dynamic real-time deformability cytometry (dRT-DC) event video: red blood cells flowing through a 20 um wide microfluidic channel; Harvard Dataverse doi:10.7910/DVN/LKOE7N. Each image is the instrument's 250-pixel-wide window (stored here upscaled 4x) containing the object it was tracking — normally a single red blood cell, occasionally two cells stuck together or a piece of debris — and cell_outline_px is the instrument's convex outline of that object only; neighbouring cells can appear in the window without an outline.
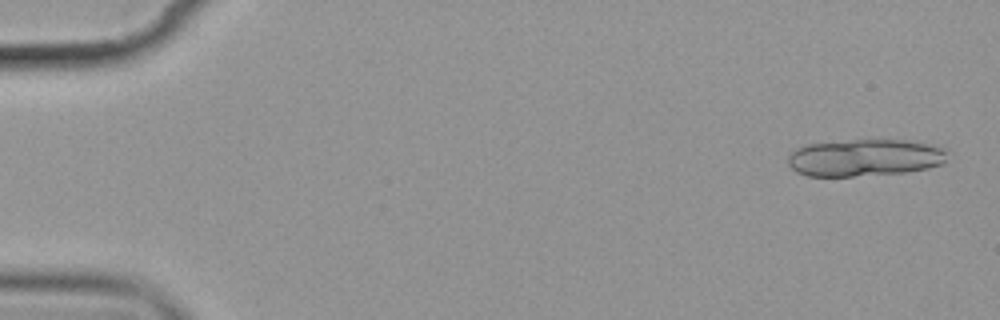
{"species": "common noctule bat (a hibernating species)", "species_latin": "Nyctalus noctula", "temperature_condition": "cold", "stored_images_in_passage": 7, "camera_frame_rate_fps": 3000, "um_per_image_px": 0.085, "animal": {"sex": "female", "body_mass_g": 19.9}, "frame": {"image": 1, "passage_image": 1, "time_ms": 0.0, "image_size_px": [1000, 320], "cell_outline_px": [[948, 152], [944, 164], [928, 168], [908, 172], [852, 176], [808, 176], [796, 172], [788, 164], [788, 156], [796, 148], [804, 144], [852, 140], [916, 140], [948, 148]], "centroid_in_image_um": [73.57, 13.39], "position_along_channel_um": 11.4, "area_um2": 34.97}}
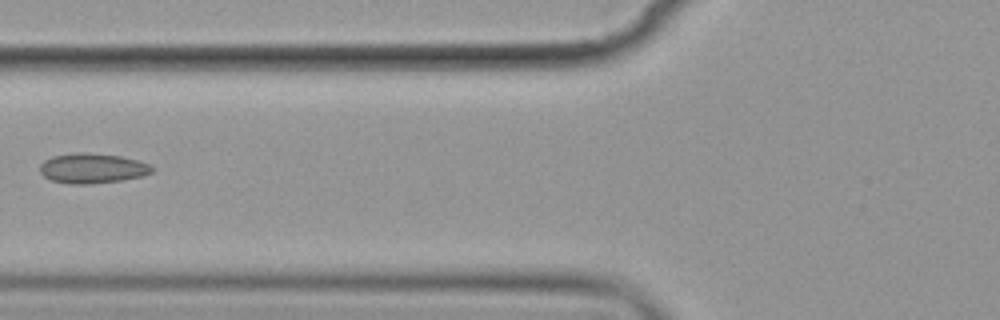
{"frame": {"image": 2, "passage_image": 7, "time_ms": 7.0, "image_size_px": [1000, 320], "cell_outline_px": [[156, 168], [152, 172], [144, 176], [120, 180], [88, 184], [68, 184], [52, 180], [44, 176], [40, 172], [40, 164], [44, 160], [52, 156], [76, 152], [84, 152], [120, 156], [136, 160], [148, 164]], "centroid_in_image_um": [7.84, 14.3], "position_along_channel_um": 118.0, "area_um2": 19.59}}